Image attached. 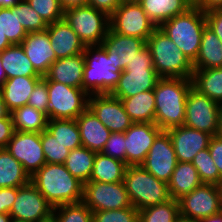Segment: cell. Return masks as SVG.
Returning <instances> with one entry per match:
<instances>
[{
    "mask_svg": "<svg viewBox=\"0 0 222 222\" xmlns=\"http://www.w3.org/2000/svg\"><path fill=\"white\" fill-rule=\"evenodd\" d=\"M29 182L23 165L6 148H0V188L21 187Z\"/></svg>",
    "mask_w": 222,
    "mask_h": 222,
    "instance_id": "32",
    "label": "cell"
},
{
    "mask_svg": "<svg viewBox=\"0 0 222 222\" xmlns=\"http://www.w3.org/2000/svg\"><path fill=\"white\" fill-rule=\"evenodd\" d=\"M178 162H192L195 155L209 147L211 135L184 125L167 130Z\"/></svg>",
    "mask_w": 222,
    "mask_h": 222,
    "instance_id": "19",
    "label": "cell"
},
{
    "mask_svg": "<svg viewBox=\"0 0 222 222\" xmlns=\"http://www.w3.org/2000/svg\"><path fill=\"white\" fill-rule=\"evenodd\" d=\"M193 166L197 169L200 181L205 184H222V177L219 175L217 166L211 157L208 148L200 150L192 161Z\"/></svg>",
    "mask_w": 222,
    "mask_h": 222,
    "instance_id": "39",
    "label": "cell"
},
{
    "mask_svg": "<svg viewBox=\"0 0 222 222\" xmlns=\"http://www.w3.org/2000/svg\"><path fill=\"white\" fill-rule=\"evenodd\" d=\"M121 4V0H87V5L110 16Z\"/></svg>",
    "mask_w": 222,
    "mask_h": 222,
    "instance_id": "51",
    "label": "cell"
},
{
    "mask_svg": "<svg viewBox=\"0 0 222 222\" xmlns=\"http://www.w3.org/2000/svg\"><path fill=\"white\" fill-rule=\"evenodd\" d=\"M88 108L111 132H125L134 123L121 99L110 93L89 95Z\"/></svg>",
    "mask_w": 222,
    "mask_h": 222,
    "instance_id": "15",
    "label": "cell"
},
{
    "mask_svg": "<svg viewBox=\"0 0 222 222\" xmlns=\"http://www.w3.org/2000/svg\"><path fill=\"white\" fill-rule=\"evenodd\" d=\"M83 90L88 94L110 93L117 85L122 71L112 65L102 45L86 46Z\"/></svg>",
    "mask_w": 222,
    "mask_h": 222,
    "instance_id": "7",
    "label": "cell"
},
{
    "mask_svg": "<svg viewBox=\"0 0 222 222\" xmlns=\"http://www.w3.org/2000/svg\"><path fill=\"white\" fill-rule=\"evenodd\" d=\"M18 192V187L0 188V213L9 214Z\"/></svg>",
    "mask_w": 222,
    "mask_h": 222,
    "instance_id": "47",
    "label": "cell"
},
{
    "mask_svg": "<svg viewBox=\"0 0 222 222\" xmlns=\"http://www.w3.org/2000/svg\"><path fill=\"white\" fill-rule=\"evenodd\" d=\"M41 145L46 163L64 164L71 151L47 130L41 132Z\"/></svg>",
    "mask_w": 222,
    "mask_h": 222,
    "instance_id": "41",
    "label": "cell"
},
{
    "mask_svg": "<svg viewBox=\"0 0 222 222\" xmlns=\"http://www.w3.org/2000/svg\"><path fill=\"white\" fill-rule=\"evenodd\" d=\"M179 203L174 199L139 210V222H176Z\"/></svg>",
    "mask_w": 222,
    "mask_h": 222,
    "instance_id": "38",
    "label": "cell"
},
{
    "mask_svg": "<svg viewBox=\"0 0 222 222\" xmlns=\"http://www.w3.org/2000/svg\"><path fill=\"white\" fill-rule=\"evenodd\" d=\"M46 130L69 150L82 146L76 119L49 120Z\"/></svg>",
    "mask_w": 222,
    "mask_h": 222,
    "instance_id": "36",
    "label": "cell"
},
{
    "mask_svg": "<svg viewBox=\"0 0 222 222\" xmlns=\"http://www.w3.org/2000/svg\"><path fill=\"white\" fill-rule=\"evenodd\" d=\"M178 203L181 216L200 220L222 212V190L219 185L202 183Z\"/></svg>",
    "mask_w": 222,
    "mask_h": 222,
    "instance_id": "12",
    "label": "cell"
},
{
    "mask_svg": "<svg viewBox=\"0 0 222 222\" xmlns=\"http://www.w3.org/2000/svg\"><path fill=\"white\" fill-rule=\"evenodd\" d=\"M109 21L112 31L145 41L158 28L138 2L121 3L109 16Z\"/></svg>",
    "mask_w": 222,
    "mask_h": 222,
    "instance_id": "10",
    "label": "cell"
},
{
    "mask_svg": "<svg viewBox=\"0 0 222 222\" xmlns=\"http://www.w3.org/2000/svg\"><path fill=\"white\" fill-rule=\"evenodd\" d=\"M0 27L12 45L21 44L28 33L19 22L18 3L11 8H0Z\"/></svg>",
    "mask_w": 222,
    "mask_h": 222,
    "instance_id": "37",
    "label": "cell"
},
{
    "mask_svg": "<svg viewBox=\"0 0 222 222\" xmlns=\"http://www.w3.org/2000/svg\"><path fill=\"white\" fill-rule=\"evenodd\" d=\"M12 44L8 41L5 34H3L2 28L0 27V53L11 46Z\"/></svg>",
    "mask_w": 222,
    "mask_h": 222,
    "instance_id": "55",
    "label": "cell"
},
{
    "mask_svg": "<svg viewBox=\"0 0 222 222\" xmlns=\"http://www.w3.org/2000/svg\"><path fill=\"white\" fill-rule=\"evenodd\" d=\"M57 222H93V212L81 201L53 208Z\"/></svg>",
    "mask_w": 222,
    "mask_h": 222,
    "instance_id": "40",
    "label": "cell"
},
{
    "mask_svg": "<svg viewBox=\"0 0 222 222\" xmlns=\"http://www.w3.org/2000/svg\"><path fill=\"white\" fill-rule=\"evenodd\" d=\"M30 182L53 208L83 199V183L64 164L46 163L30 177Z\"/></svg>",
    "mask_w": 222,
    "mask_h": 222,
    "instance_id": "1",
    "label": "cell"
},
{
    "mask_svg": "<svg viewBox=\"0 0 222 222\" xmlns=\"http://www.w3.org/2000/svg\"><path fill=\"white\" fill-rule=\"evenodd\" d=\"M52 212L53 207L38 189L29 182L24 186L18 187L16 199L9 215L14 219L37 222Z\"/></svg>",
    "mask_w": 222,
    "mask_h": 222,
    "instance_id": "17",
    "label": "cell"
},
{
    "mask_svg": "<svg viewBox=\"0 0 222 222\" xmlns=\"http://www.w3.org/2000/svg\"><path fill=\"white\" fill-rule=\"evenodd\" d=\"M127 164L104 154L96 153L90 181L116 183L124 180Z\"/></svg>",
    "mask_w": 222,
    "mask_h": 222,
    "instance_id": "33",
    "label": "cell"
},
{
    "mask_svg": "<svg viewBox=\"0 0 222 222\" xmlns=\"http://www.w3.org/2000/svg\"><path fill=\"white\" fill-rule=\"evenodd\" d=\"M146 45L160 78H192L193 63L161 29L157 28L152 33Z\"/></svg>",
    "mask_w": 222,
    "mask_h": 222,
    "instance_id": "4",
    "label": "cell"
},
{
    "mask_svg": "<svg viewBox=\"0 0 222 222\" xmlns=\"http://www.w3.org/2000/svg\"><path fill=\"white\" fill-rule=\"evenodd\" d=\"M177 162L171 137L167 131H162L141 166L158 180L168 183Z\"/></svg>",
    "mask_w": 222,
    "mask_h": 222,
    "instance_id": "16",
    "label": "cell"
},
{
    "mask_svg": "<svg viewBox=\"0 0 222 222\" xmlns=\"http://www.w3.org/2000/svg\"><path fill=\"white\" fill-rule=\"evenodd\" d=\"M198 222H222V212L198 220Z\"/></svg>",
    "mask_w": 222,
    "mask_h": 222,
    "instance_id": "56",
    "label": "cell"
},
{
    "mask_svg": "<svg viewBox=\"0 0 222 222\" xmlns=\"http://www.w3.org/2000/svg\"><path fill=\"white\" fill-rule=\"evenodd\" d=\"M101 153L126 163L124 132H112Z\"/></svg>",
    "mask_w": 222,
    "mask_h": 222,
    "instance_id": "45",
    "label": "cell"
},
{
    "mask_svg": "<svg viewBox=\"0 0 222 222\" xmlns=\"http://www.w3.org/2000/svg\"><path fill=\"white\" fill-rule=\"evenodd\" d=\"M194 69L222 68V44L212 29L205 26L200 43V50L193 62Z\"/></svg>",
    "mask_w": 222,
    "mask_h": 222,
    "instance_id": "29",
    "label": "cell"
},
{
    "mask_svg": "<svg viewBox=\"0 0 222 222\" xmlns=\"http://www.w3.org/2000/svg\"><path fill=\"white\" fill-rule=\"evenodd\" d=\"M167 184L171 199L178 201L196 187L200 186L202 182L192 162H177Z\"/></svg>",
    "mask_w": 222,
    "mask_h": 222,
    "instance_id": "27",
    "label": "cell"
},
{
    "mask_svg": "<svg viewBox=\"0 0 222 222\" xmlns=\"http://www.w3.org/2000/svg\"><path fill=\"white\" fill-rule=\"evenodd\" d=\"M18 19L27 33L43 31L48 27L45 20L31 7L27 0H21L18 3Z\"/></svg>",
    "mask_w": 222,
    "mask_h": 222,
    "instance_id": "42",
    "label": "cell"
},
{
    "mask_svg": "<svg viewBox=\"0 0 222 222\" xmlns=\"http://www.w3.org/2000/svg\"><path fill=\"white\" fill-rule=\"evenodd\" d=\"M176 222H198V220L191 219V218H186V217H183V216L180 215L177 218Z\"/></svg>",
    "mask_w": 222,
    "mask_h": 222,
    "instance_id": "61",
    "label": "cell"
},
{
    "mask_svg": "<svg viewBox=\"0 0 222 222\" xmlns=\"http://www.w3.org/2000/svg\"><path fill=\"white\" fill-rule=\"evenodd\" d=\"M60 3L64 10L72 7L85 6L87 5V0H60Z\"/></svg>",
    "mask_w": 222,
    "mask_h": 222,
    "instance_id": "53",
    "label": "cell"
},
{
    "mask_svg": "<svg viewBox=\"0 0 222 222\" xmlns=\"http://www.w3.org/2000/svg\"><path fill=\"white\" fill-rule=\"evenodd\" d=\"M93 222H139V211L135 207L119 210L93 212Z\"/></svg>",
    "mask_w": 222,
    "mask_h": 222,
    "instance_id": "44",
    "label": "cell"
},
{
    "mask_svg": "<svg viewBox=\"0 0 222 222\" xmlns=\"http://www.w3.org/2000/svg\"><path fill=\"white\" fill-rule=\"evenodd\" d=\"M194 5L204 13L212 10L222 9V0H194Z\"/></svg>",
    "mask_w": 222,
    "mask_h": 222,
    "instance_id": "52",
    "label": "cell"
},
{
    "mask_svg": "<svg viewBox=\"0 0 222 222\" xmlns=\"http://www.w3.org/2000/svg\"><path fill=\"white\" fill-rule=\"evenodd\" d=\"M6 149L31 177L46 164L41 145V133L14 131Z\"/></svg>",
    "mask_w": 222,
    "mask_h": 222,
    "instance_id": "14",
    "label": "cell"
},
{
    "mask_svg": "<svg viewBox=\"0 0 222 222\" xmlns=\"http://www.w3.org/2000/svg\"><path fill=\"white\" fill-rule=\"evenodd\" d=\"M192 80L160 78L155 88L154 123L163 131L184 125L186 99Z\"/></svg>",
    "mask_w": 222,
    "mask_h": 222,
    "instance_id": "2",
    "label": "cell"
},
{
    "mask_svg": "<svg viewBox=\"0 0 222 222\" xmlns=\"http://www.w3.org/2000/svg\"><path fill=\"white\" fill-rule=\"evenodd\" d=\"M6 79H7V76L0 60V89L3 87V84Z\"/></svg>",
    "mask_w": 222,
    "mask_h": 222,
    "instance_id": "59",
    "label": "cell"
},
{
    "mask_svg": "<svg viewBox=\"0 0 222 222\" xmlns=\"http://www.w3.org/2000/svg\"><path fill=\"white\" fill-rule=\"evenodd\" d=\"M41 78L42 76H16L6 79L0 92L7 109L12 112L27 105L35 85Z\"/></svg>",
    "mask_w": 222,
    "mask_h": 222,
    "instance_id": "25",
    "label": "cell"
},
{
    "mask_svg": "<svg viewBox=\"0 0 222 222\" xmlns=\"http://www.w3.org/2000/svg\"><path fill=\"white\" fill-rule=\"evenodd\" d=\"M63 18L85 46L101 45L110 28L109 16L88 5L64 10Z\"/></svg>",
    "mask_w": 222,
    "mask_h": 222,
    "instance_id": "8",
    "label": "cell"
},
{
    "mask_svg": "<svg viewBox=\"0 0 222 222\" xmlns=\"http://www.w3.org/2000/svg\"><path fill=\"white\" fill-rule=\"evenodd\" d=\"M11 216L9 214L0 213V222H10Z\"/></svg>",
    "mask_w": 222,
    "mask_h": 222,
    "instance_id": "62",
    "label": "cell"
},
{
    "mask_svg": "<svg viewBox=\"0 0 222 222\" xmlns=\"http://www.w3.org/2000/svg\"><path fill=\"white\" fill-rule=\"evenodd\" d=\"M82 201L92 212L132 207L124 182L89 181L83 184Z\"/></svg>",
    "mask_w": 222,
    "mask_h": 222,
    "instance_id": "11",
    "label": "cell"
},
{
    "mask_svg": "<svg viewBox=\"0 0 222 222\" xmlns=\"http://www.w3.org/2000/svg\"><path fill=\"white\" fill-rule=\"evenodd\" d=\"M207 26L213 30L222 44V9L205 13Z\"/></svg>",
    "mask_w": 222,
    "mask_h": 222,
    "instance_id": "48",
    "label": "cell"
},
{
    "mask_svg": "<svg viewBox=\"0 0 222 222\" xmlns=\"http://www.w3.org/2000/svg\"><path fill=\"white\" fill-rule=\"evenodd\" d=\"M123 182L132 206L138 211L171 199L168 184L141 165L127 166Z\"/></svg>",
    "mask_w": 222,
    "mask_h": 222,
    "instance_id": "5",
    "label": "cell"
},
{
    "mask_svg": "<svg viewBox=\"0 0 222 222\" xmlns=\"http://www.w3.org/2000/svg\"><path fill=\"white\" fill-rule=\"evenodd\" d=\"M121 101L126 113L134 123H154L155 95L153 90L138 93Z\"/></svg>",
    "mask_w": 222,
    "mask_h": 222,
    "instance_id": "30",
    "label": "cell"
},
{
    "mask_svg": "<svg viewBox=\"0 0 222 222\" xmlns=\"http://www.w3.org/2000/svg\"><path fill=\"white\" fill-rule=\"evenodd\" d=\"M10 222H29V221H24V220H18V219L11 218Z\"/></svg>",
    "mask_w": 222,
    "mask_h": 222,
    "instance_id": "64",
    "label": "cell"
},
{
    "mask_svg": "<svg viewBox=\"0 0 222 222\" xmlns=\"http://www.w3.org/2000/svg\"><path fill=\"white\" fill-rule=\"evenodd\" d=\"M191 80L199 93L222 103V68L194 69Z\"/></svg>",
    "mask_w": 222,
    "mask_h": 222,
    "instance_id": "31",
    "label": "cell"
},
{
    "mask_svg": "<svg viewBox=\"0 0 222 222\" xmlns=\"http://www.w3.org/2000/svg\"><path fill=\"white\" fill-rule=\"evenodd\" d=\"M21 0H0V8H11Z\"/></svg>",
    "mask_w": 222,
    "mask_h": 222,
    "instance_id": "57",
    "label": "cell"
},
{
    "mask_svg": "<svg viewBox=\"0 0 222 222\" xmlns=\"http://www.w3.org/2000/svg\"><path fill=\"white\" fill-rule=\"evenodd\" d=\"M42 78L48 87L49 120L76 119L88 108L89 95L83 89Z\"/></svg>",
    "mask_w": 222,
    "mask_h": 222,
    "instance_id": "9",
    "label": "cell"
},
{
    "mask_svg": "<svg viewBox=\"0 0 222 222\" xmlns=\"http://www.w3.org/2000/svg\"><path fill=\"white\" fill-rule=\"evenodd\" d=\"M10 114L11 112L7 109L2 94L0 92V119L7 118Z\"/></svg>",
    "mask_w": 222,
    "mask_h": 222,
    "instance_id": "54",
    "label": "cell"
},
{
    "mask_svg": "<svg viewBox=\"0 0 222 222\" xmlns=\"http://www.w3.org/2000/svg\"><path fill=\"white\" fill-rule=\"evenodd\" d=\"M218 137L222 138V103L219 104V119H218V130L217 134Z\"/></svg>",
    "mask_w": 222,
    "mask_h": 222,
    "instance_id": "58",
    "label": "cell"
},
{
    "mask_svg": "<svg viewBox=\"0 0 222 222\" xmlns=\"http://www.w3.org/2000/svg\"><path fill=\"white\" fill-rule=\"evenodd\" d=\"M26 56L33 64L35 70L43 77L50 66L57 60L47 29L39 32L28 33L21 42Z\"/></svg>",
    "mask_w": 222,
    "mask_h": 222,
    "instance_id": "21",
    "label": "cell"
},
{
    "mask_svg": "<svg viewBox=\"0 0 222 222\" xmlns=\"http://www.w3.org/2000/svg\"><path fill=\"white\" fill-rule=\"evenodd\" d=\"M159 79L160 77L154 69L151 51L145 45L135 54L131 62H128L110 94L122 100L141 92L153 90Z\"/></svg>",
    "mask_w": 222,
    "mask_h": 222,
    "instance_id": "6",
    "label": "cell"
},
{
    "mask_svg": "<svg viewBox=\"0 0 222 222\" xmlns=\"http://www.w3.org/2000/svg\"><path fill=\"white\" fill-rule=\"evenodd\" d=\"M96 152L84 146L70 151L64 163L66 169L83 184L90 181Z\"/></svg>",
    "mask_w": 222,
    "mask_h": 222,
    "instance_id": "35",
    "label": "cell"
},
{
    "mask_svg": "<svg viewBox=\"0 0 222 222\" xmlns=\"http://www.w3.org/2000/svg\"><path fill=\"white\" fill-rule=\"evenodd\" d=\"M47 33L51 48L57 59L79 55L84 52L86 46L64 18L48 24Z\"/></svg>",
    "mask_w": 222,
    "mask_h": 222,
    "instance_id": "22",
    "label": "cell"
},
{
    "mask_svg": "<svg viewBox=\"0 0 222 222\" xmlns=\"http://www.w3.org/2000/svg\"><path fill=\"white\" fill-rule=\"evenodd\" d=\"M13 126L15 131L41 133L46 130L48 125V116L46 113L36 108L24 105L11 112Z\"/></svg>",
    "mask_w": 222,
    "mask_h": 222,
    "instance_id": "34",
    "label": "cell"
},
{
    "mask_svg": "<svg viewBox=\"0 0 222 222\" xmlns=\"http://www.w3.org/2000/svg\"><path fill=\"white\" fill-rule=\"evenodd\" d=\"M27 105L46 113L48 116V87L47 82L43 78H41L35 85Z\"/></svg>",
    "mask_w": 222,
    "mask_h": 222,
    "instance_id": "46",
    "label": "cell"
},
{
    "mask_svg": "<svg viewBox=\"0 0 222 222\" xmlns=\"http://www.w3.org/2000/svg\"><path fill=\"white\" fill-rule=\"evenodd\" d=\"M208 149L215 165L218 168L219 175L222 177V138L217 135L212 136Z\"/></svg>",
    "mask_w": 222,
    "mask_h": 222,
    "instance_id": "49",
    "label": "cell"
},
{
    "mask_svg": "<svg viewBox=\"0 0 222 222\" xmlns=\"http://www.w3.org/2000/svg\"><path fill=\"white\" fill-rule=\"evenodd\" d=\"M14 131L11 114L7 118L0 119V148H6Z\"/></svg>",
    "mask_w": 222,
    "mask_h": 222,
    "instance_id": "50",
    "label": "cell"
},
{
    "mask_svg": "<svg viewBox=\"0 0 222 222\" xmlns=\"http://www.w3.org/2000/svg\"><path fill=\"white\" fill-rule=\"evenodd\" d=\"M148 18L159 27L163 22L186 12L194 0H140L138 2Z\"/></svg>",
    "mask_w": 222,
    "mask_h": 222,
    "instance_id": "26",
    "label": "cell"
},
{
    "mask_svg": "<svg viewBox=\"0 0 222 222\" xmlns=\"http://www.w3.org/2000/svg\"><path fill=\"white\" fill-rule=\"evenodd\" d=\"M140 0H121V3L139 2Z\"/></svg>",
    "mask_w": 222,
    "mask_h": 222,
    "instance_id": "63",
    "label": "cell"
},
{
    "mask_svg": "<svg viewBox=\"0 0 222 222\" xmlns=\"http://www.w3.org/2000/svg\"><path fill=\"white\" fill-rule=\"evenodd\" d=\"M155 123L136 122L125 132L126 164L141 165L156 137L162 132Z\"/></svg>",
    "mask_w": 222,
    "mask_h": 222,
    "instance_id": "18",
    "label": "cell"
},
{
    "mask_svg": "<svg viewBox=\"0 0 222 222\" xmlns=\"http://www.w3.org/2000/svg\"><path fill=\"white\" fill-rule=\"evenodd\" d=\"M37 222H57L55 213L52 212L48 216L38 220Z\"/></svg>",
    "mask_w": 222,
    "mask_h": 222,
    "instance_id": "60",
    "label": "cell"
},
{
    "mask_svg": "<svg viewBox=\"0 0 222 222\" xmlns=\"http://www.w3.org/2000/svg\"><path fill=\"white\" fill-rule=\"evenodd\" d=\"M206 23L205 13L193 5L186 12L163 22L161 29L193 63L199 53L203 30Z\"/></svg>",
    "mask_w": 222,
    "mask_h": 222,
    "instance_id": "3",
    "label": "cell"
},
{
    "mask_svg": "<svg viewBox=\"0 0 222 222\" xmlns=\"http://www.w3.org/2000/svg\"><path fill=\"white\" fill-rule=\"evenodd\" d=\"M85 65L84 53L57 59L49 68L45 77L70 87L83 89L82 79Z\"/></svg>",
    "mask_w": 222,
    "mask_h": 222,
    "instance_id": "24",
    "label": "cell"
},
{
    "mask_svg": "<svg viewBox=\"0 0 222 222\" xmlns=\"http://www.w3.org/2000/svg\"><path fill=\"white\" fill-rule=\"evenodd\" d=\"M76 121L80 130L82 146L96 153L102 152L112 132L89 108L81 113Z\"/></svg>",
    "mask_w": 222,
    "mask_h": 222,
    "instance_id": "23",
    "label": "cell"
},
{
    "mask_svg": "<svg viewBox=\"0 0 222 222\" xmlns=\"http://www.w3.org/2000/svg\"><path fill=\"white\" fill-rule=\"evenodd\" d=\"M101 45L112 65L123 71L135 54L146 45V41L142 38L120 35L109 28Z\"/></svg>",
    "mask_w": 222,
    "mask_h": 222,
    "instance_id": "20",
    "label": "cell"
},
{
    "mask_svg": "<svg viewBox=\"0 0 222 222\" xmlns=\"http://www.w3.org/2000/svg\"><path fill=\"white\" fill-rule=\"evenodd\" d=\"M7 79L19 76H41L26 56L21 44H13L0 53Z\"/></svg>",
    "mask_w": 222,
    "mask_h": 222,
    "instance_id": "28",
    "label": "cell"
},
{
    "mask_svg": "<svg viewBox=\"0 0 222 222\" xmlns=\"http://www.w3.org/2000/svg\"><path fill=\"white\" fill-rule=\"evenodd\" d=\"M31 7L45 20L47 24L63 19L64 8L60 0H27Z\"/></svg>",
    "mask_w": 222,
    "mask_h": 222,
    "instance_id": "43",
    "label": "cell"
},
{
    "mask_svg": "<svg viewBox=\"0 0 222 222\" xmlns=\"http://www.w3.org/2000/svg\"><path fill=\"white\" fill-rule=\"evenodd\" d=\"M219 104L191 87L187 94L184 126L214 136L218 130Z\"/></svg>",
    "mask_w": 222,
    "mask_h": 222,
    "instance_id": "13",
    "label": "cell"
}]
</instances>
